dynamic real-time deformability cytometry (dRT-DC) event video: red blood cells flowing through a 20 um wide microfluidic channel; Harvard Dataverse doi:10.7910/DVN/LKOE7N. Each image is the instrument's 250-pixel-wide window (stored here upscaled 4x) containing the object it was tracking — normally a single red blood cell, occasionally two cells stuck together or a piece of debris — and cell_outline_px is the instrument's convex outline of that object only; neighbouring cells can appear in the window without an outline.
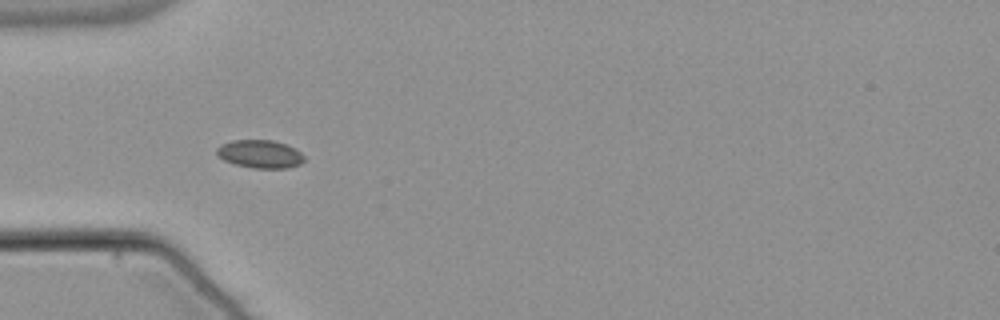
{"species": "common noctule bat (a hibernating species)", "species_latin": "Nyctalus noctula", "temperature_condition": "warm", "stored_images_in_passage": 33, "camera_frame_rate_fps": 3000, "um_per_image_px": 0.085, "animal": {"sex": "male", "body_mass_g": 21.5, "forearm_length_mm": 52.0}, "frame": {"image": 1, "passage_image": 6, "time_ms": 1.667, "image_size_px": [1000, 320], "cell_outline_px": [[304, 160], [300, 164], [288, 168], [252, 168], [236, 164], [224, 160], [216, 156], [216, 148], [220, 144], [232, 140], [272, 140], [284, 144], [300, 152], [304, 156]], "centroid_in_image_um": [22.05, 13.09], "position_along_channel_um": 62.9, "area_um2": 14.28}}